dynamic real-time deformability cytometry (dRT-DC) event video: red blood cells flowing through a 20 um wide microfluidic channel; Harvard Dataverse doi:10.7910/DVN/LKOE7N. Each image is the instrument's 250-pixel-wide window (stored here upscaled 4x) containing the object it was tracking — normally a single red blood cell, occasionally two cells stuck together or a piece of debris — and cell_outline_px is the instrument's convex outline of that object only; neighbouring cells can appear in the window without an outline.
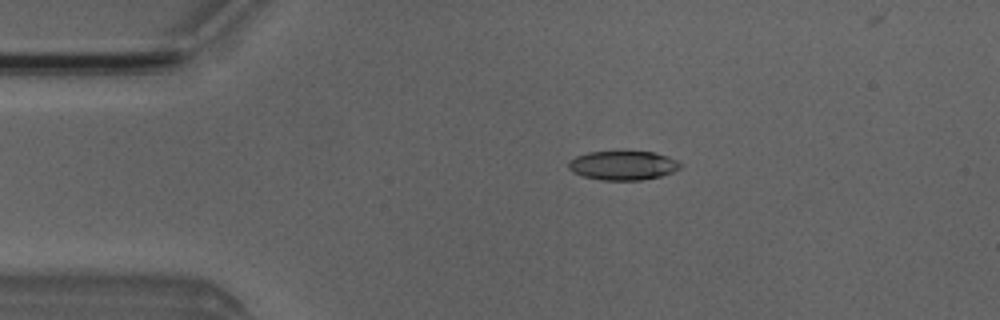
{"species": "Egyptian fruit bat (a non-hibernating species)", "species_latin": "Rousettus aegyptiacus", "temperature_condition": "room temperature", "stored_images_in_passage": 2, "camera_frame_rate_fps": 3000, "um_per_image_px": 0.085, "animal": {"sex": "male"}, "frame": {"image": 1, "passage_image": 1, "time_ms": 0.0, "image_size_px": [1000, 320], "cell_outline_px": [[680, 168], [672, 172], [660, 176], [640, 180], [600, 180], [584, 176], [572, 172], [568, 168], [568, 160], [576, 156], [588, 152], [652, 152], [668, 156], [676, 160], [680, 164]], "centroid_in_image_um": [52.91, 14.06], "position_along_channel_um": 32.1, "area_um2": 18.84}}